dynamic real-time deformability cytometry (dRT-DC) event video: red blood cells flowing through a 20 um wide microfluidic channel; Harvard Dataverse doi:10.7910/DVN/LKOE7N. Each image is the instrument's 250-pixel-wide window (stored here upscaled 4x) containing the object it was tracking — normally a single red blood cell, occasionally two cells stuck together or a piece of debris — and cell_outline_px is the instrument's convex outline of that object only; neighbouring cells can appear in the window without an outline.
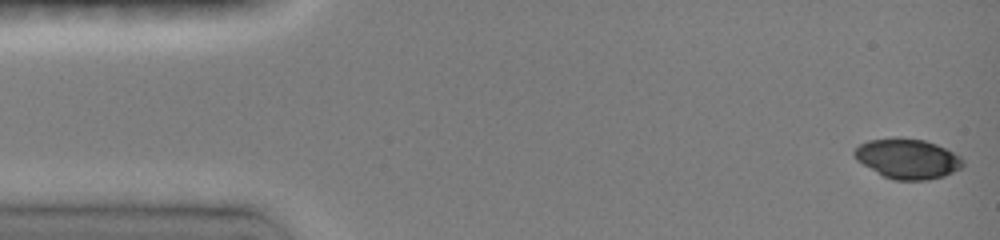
{"species": "common noctule bat (a hibernating species)", "species_latin": "Nyctalus noctula", "temperature_condition": "room temperature", "stored_images_in_passage": 72, "camera_frame_rate_fps": 3000, "um_per_image_px": 0.085, "animal": {"sex": "female", "body_mass_g": 19.0, "forearm_length_mm": 51.5}, "frame": {"image": 1, "passage_image": 1, "time_ms": 0.0, "image_size_px": [1000, 240], "cell_outline_px": [[964, 164], [960, 168], [944, 176], [928, 180], [892, 180], [884, 176], [856, 160], [852, 152], [860, 144], [868, 140], [900, 136], [924, 140], [936, 144], [960, 156], [964, 160]], "centroid_in_image_um": [77.13, 13.47], "position_along_channel_um": 7.9, "area_um2": 25.37}}
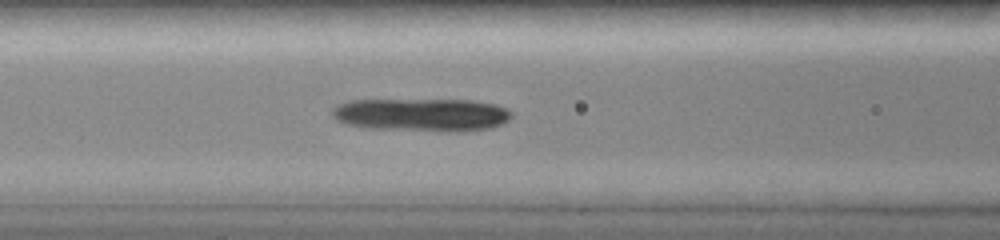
{"frame": {"image": 2, "passage_image": 28, "time_ms": 6.0, "image_size_px": [1000, 240], "cell_outline_px": [[512, 116], [508, 120], [500, 124], [488, 128], [368, 128], [348, 124], [336, 120], [332, 116], [332, 108], [336, 104], [352, 100], [472, 100], [496, 104], [508, 108], [512, 112]], "centroid_in_image_um": [35.78, 9.68], "position_along_channel_um": 130.8, "area_um2": 32.95}}
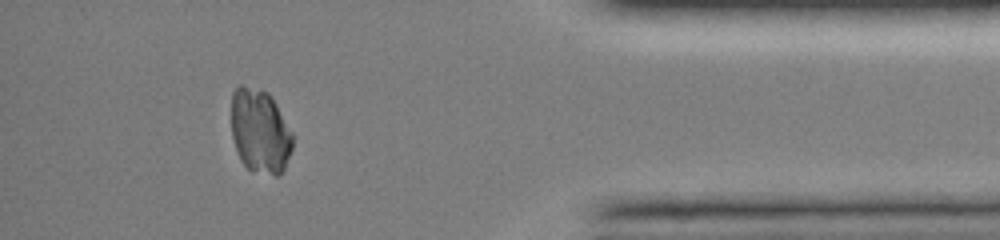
{"frame": {"image": 3, "passage_image": 64, "time_ms": 13.667, "image_size_px": [1000, 240], "cell_outline_px": [[292, 148], [284, 168], [280, 176], [276, 176], [252, 172], [240, 160], [232, 136], [232, 92], [240, 84], [268, 92], [276, 104], [292, 132]], "centroid_in_image_um": [22.1, 11.17], "position_along_channel_um": 413.1, "area_um2": 30.11}}